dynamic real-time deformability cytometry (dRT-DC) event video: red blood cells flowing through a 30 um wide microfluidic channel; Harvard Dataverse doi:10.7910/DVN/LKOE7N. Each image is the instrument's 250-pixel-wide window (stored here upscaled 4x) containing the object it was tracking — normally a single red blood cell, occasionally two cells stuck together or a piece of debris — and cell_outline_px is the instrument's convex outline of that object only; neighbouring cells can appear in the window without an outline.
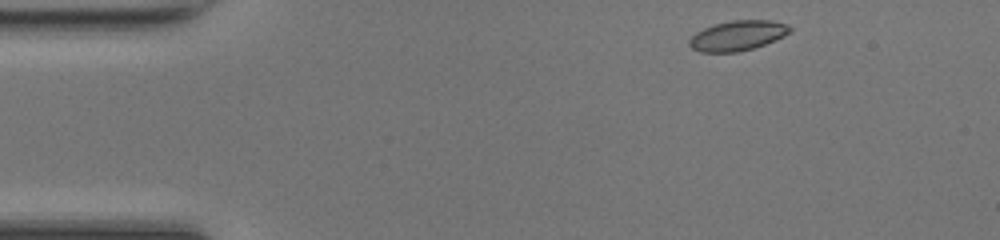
{"species": "common noctule bat (a hibernating species)", "species_latin": "Nyctalus noctula", "temperature_condition": "room temperature", "stored_images_in_passage": 43, "camera_frame_rate_fps": 3000, "um_per_image_px": 0.085, "animal": {"sex": "female", "body_mass_g": 17.0, "forearm_length_mm": 48.0}, "frame": {"image": 1, "passage_image": 1, "time_ms": 0.0, "image_size_px": [1000, 240], "cell_outline_px": [[792, 32], [776, 40], [752, 48], [736, 52], [700, 52], [692, 48], [688, 44], [688, 40], [696, 32], [704, 28], [716, 24], [732, 20], [772, 20], [788, 24], [792, 28]], "centroid_in_image_um": [62.72, 3.02], "position_along_channel_um": 22.3, "area_um2": 17.63}}
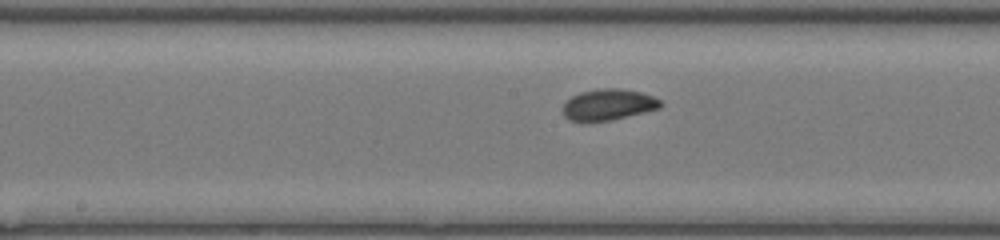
{"frame": {"image": 2, "passage_image": 19, "time_ms": 6.0, "image_size_px": [1000, 240], "cell_outline_px": [[664, 104], [660, 108], [612, 120], [572, 120], [564, 116], [564, 100], [580, 92], [600, 88], [620, 88], [640, 92], [652, 96], [660, 100]], "centroid_in_image_um": [51.73, 8.87], "position_along_channel_um": 196.5, "area_um2": 17.51}}
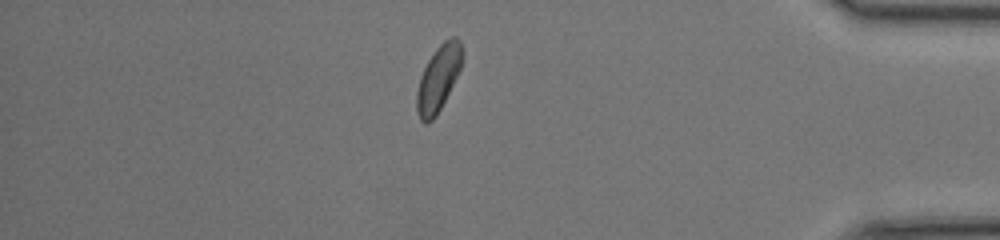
{"frame": {"image": 3, "passage_image": 36, "time_ms": 11.667, "image_size_px": [1000, 240], "cell_outline_px": [[464, 52], [460, 68], [436, 116], [428, 124], [424, 124], [420, 120], [416, 112], [416, 92], [420, 76], [428, 60], [436, 48], [444, 40], [452, 36], [456, 36], [460, 40]], "centroid_in_image_um": [37.24, 6.65], "position_along_channel_um": 398.0, "area_um2": 17.4}, "authors_computed_cell_mechanics": {"area_um2": 17.5134, "velocity_mm_per_s": 4.2513, "shape_relaxation_time_tau1_ms": 5.9302, "shape_relaxation_time_tau2_ms": null, "deformation_change_tau1": 0.1341, "deformation_change_tau2": null}}